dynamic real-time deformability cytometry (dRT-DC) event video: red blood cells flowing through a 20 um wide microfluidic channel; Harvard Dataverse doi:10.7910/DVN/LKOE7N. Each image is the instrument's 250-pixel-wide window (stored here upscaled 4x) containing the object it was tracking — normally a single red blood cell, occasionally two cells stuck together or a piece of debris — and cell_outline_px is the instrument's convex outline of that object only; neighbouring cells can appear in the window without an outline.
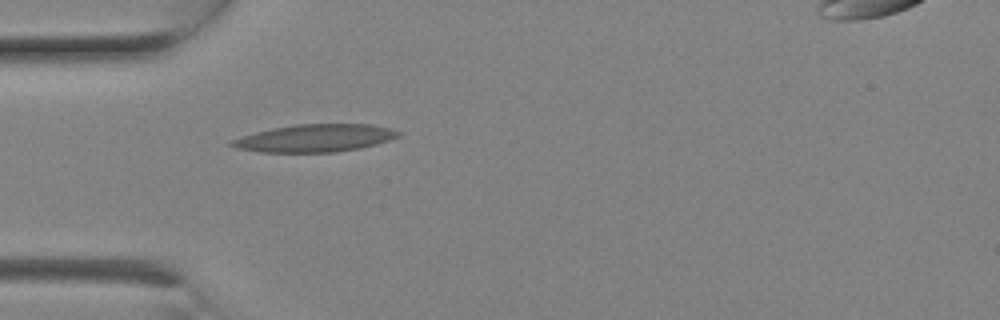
{"species": "Egyptian fruit bat (a non-hibernating species)", "species_latin": "Rousettus aegyptiacus", "temperature_condition": "room temperature", "stored_images_in_passage": 1, "camera_frame_rate_fps": 3000, "um_per_image_px": 0.085, "animal": {"sex": "female"}, "frame": {"image": 1, "passage_image": 1, "time_ms": 0.0, "image_size_px": [1000, 320], "cell_outline_px": [[400, 136], [376, 144], [360, 148], [336, 152], [260, 152], [236, 148], [228, 144], [232, 140], [256, 132], [272, 128], [296, 124], [372, 124], [392, 128], [400, 132]], "centroid_in_image_um": [26.8, 11.74], "position_along_channel_um": 58.2, "area_um2": 26.7}}